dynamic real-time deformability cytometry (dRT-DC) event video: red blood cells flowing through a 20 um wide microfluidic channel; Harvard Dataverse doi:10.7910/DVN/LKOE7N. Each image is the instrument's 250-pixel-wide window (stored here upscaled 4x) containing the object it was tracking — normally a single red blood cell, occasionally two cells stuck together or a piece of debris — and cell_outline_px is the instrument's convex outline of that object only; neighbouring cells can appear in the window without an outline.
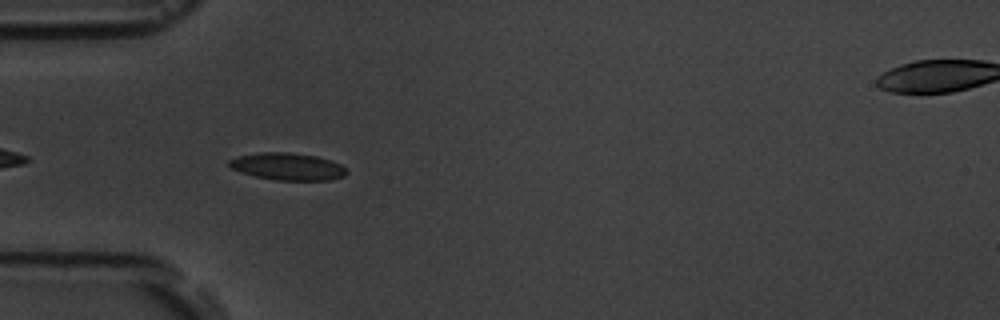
{"species": "common noctule bat (a hibernating species)", "species_latin": "Nyctalus noctula", "temperature_condition": "room temperature", "stored_images_in_passage": 14, "camera_frame_rate_fps": 3000, "um_per_image_px": 0.085, "animal": {"sex": "male", "body_mass_g": 19.5, "forearm_length_mm": 54.6}, "frame": {"image": 1, "passage_image": 4, "time_ms": 4.333, "image_size_px": [1000, 320], "cell_outline_px": [[348, 172], [344, 176], [328, 180], [276, 180], [256, 176], [240, 172], [228, 168], [228, 160], [236, 156], [260, 152], [288, 152], [316, 156], [340, 164]], "centroid_in_image_um": [24.38, 14.15], "position_along_channel_um": 60.6, "area_um2": 18.61}}
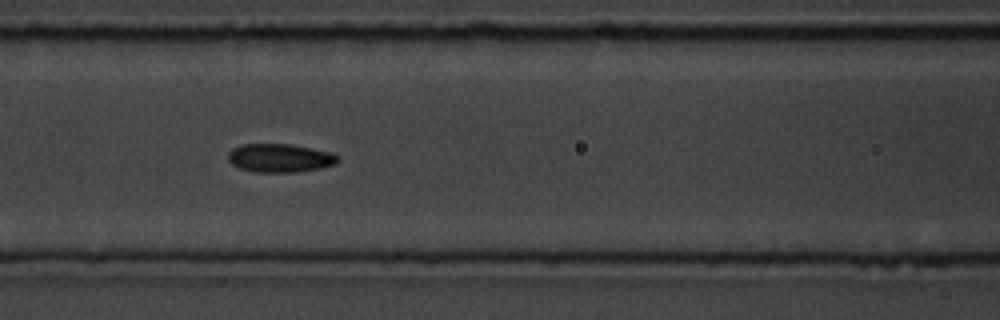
{"frame": {"image": 2, "passage_image": 6, "time_ms": 6.667, "image_size_px": [1000, 320], "cell_outline_px": [[340, 160], [336, 164], [320, 168], [296, 172], [252, 172], [240, 168], [232, 164], [228, 160], [228, 152], [232, 148], [240, 144], [292, 144], [332, 152]], "centroid_in_image_um": [23.78, 13.42], "position_along_channel_um": 142.8, "area_um2": 18.38}}
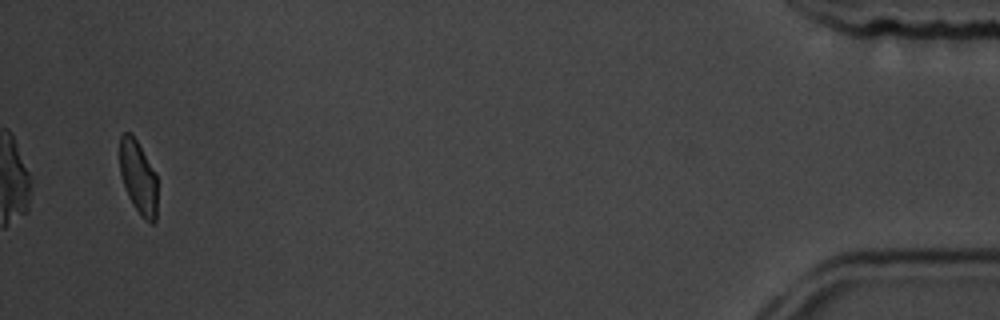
{"frame": {"image": 3, "passage_image": 14, "time_ms": 16.667, "image_size_px": [1000, 320], "cell_outline_px": [[156, 220], [152, 224], [144, 220], [132, 204], [128, 196], [120, 172], [120, 136], [124, 132], [128, 132], [136, 140], [156, 176]], "centroid_in_image_um": [11.74, 15.12], "position_along_channel_um": 423.5, "area_um2": 15.66}, "authors_computed_cell_mechanics": {"area_um2": 18.4671, "velocity_mm_per_s": 3.6505, "shape_relaxation_time_tau1_ms": 2.6421, "shape_relaxation_time_tau2_ms": 1.1574, "deformation_change_tau1": 0.0779, "deformation_change_tau2": 0.0382}}